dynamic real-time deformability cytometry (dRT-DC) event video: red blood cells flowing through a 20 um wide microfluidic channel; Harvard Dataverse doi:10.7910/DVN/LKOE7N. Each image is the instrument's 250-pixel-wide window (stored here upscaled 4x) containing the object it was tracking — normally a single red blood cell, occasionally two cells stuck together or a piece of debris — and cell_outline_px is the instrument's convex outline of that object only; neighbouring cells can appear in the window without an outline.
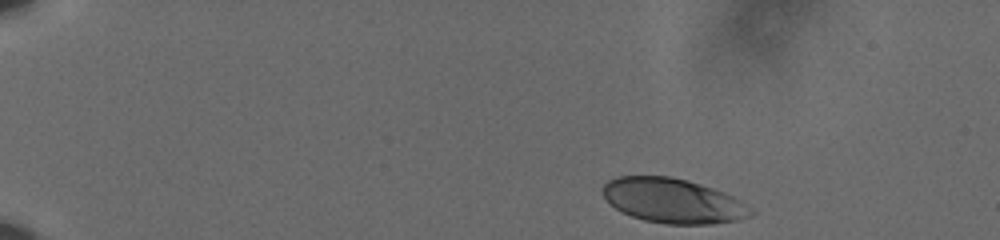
{"species": "human", "species_latin": "Homo sapiens", "temperature_condition": "cold", "stored_images_in_passage": 46, "camera_frame_rate_fps": 3000, "um_per_image_px": 0.085, "donor": {"sex": "male"}, "frame": {"image": 1, "passage_image": 1, "time_ms": 0.0, "image_size_px": [1000, 240], "cell_outline_px": [[756, 212], [752, 216], [736, 220], [712, 224], [664, 224], [644, 220], [620, 212], [604, 196], [600, 188], [608, 180], [616, 176], [668, 176], [700, 184], [724, 192], [740, 200], [752, 208]], "centroid_in_image_um": [57.2, 17.07], "position_along_channel_um": 27.8, "area_um2": 38.55}}
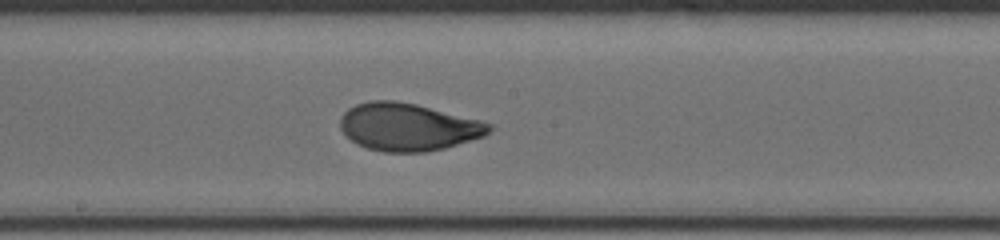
{"frame": {"image": 2, "passage_image": 26, "time_ms": 8.333, "image_size_px": [1000, 240], "cell_outline_px": [[492, 128], [484, 136], [444, 148], [428, 152], [384, 152], [368, 148], [352, 140], [340, 128], [340, 116], [348, 108], [356, 104], [368, 100], [392, 100], [416, 104], [492, 124]], "centroid_in_image_um": [34.65, 10.79], "position_along_channel_um": 213.6, "area_um2": 40.86}}
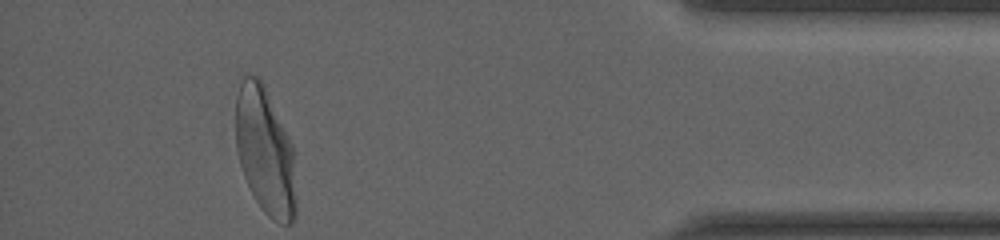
{"frame": {"image": 3, "passage_image": 46, "time_ms": 15.0, "image_size_px": [1000, 240], "cell_outline_px": [[296, 216], [292, 224], [280, 224], [272, 220], [264, 212], [256, 200], [244, 176], [240, 164], [236, 148], [236, 96], [240, 80], [244, 76], [256, 76], [260, 80], [296, 152]], "centroid_in_image_um": [22.57, 12.93], "position_along_channel_um": 412.6, "area_um2": 44.91}, "authors_computed_cell_mechanics": {"area_um2": 40.5756, "velocity_mm_per_s": 3.5861, "shape_relaxation_time_tau1_ms": 3.7567, "shape_relaxation_time_tau2_ms": null, "deformation_change_tau1": 0.1611, "deformation_change_tau2": null}}